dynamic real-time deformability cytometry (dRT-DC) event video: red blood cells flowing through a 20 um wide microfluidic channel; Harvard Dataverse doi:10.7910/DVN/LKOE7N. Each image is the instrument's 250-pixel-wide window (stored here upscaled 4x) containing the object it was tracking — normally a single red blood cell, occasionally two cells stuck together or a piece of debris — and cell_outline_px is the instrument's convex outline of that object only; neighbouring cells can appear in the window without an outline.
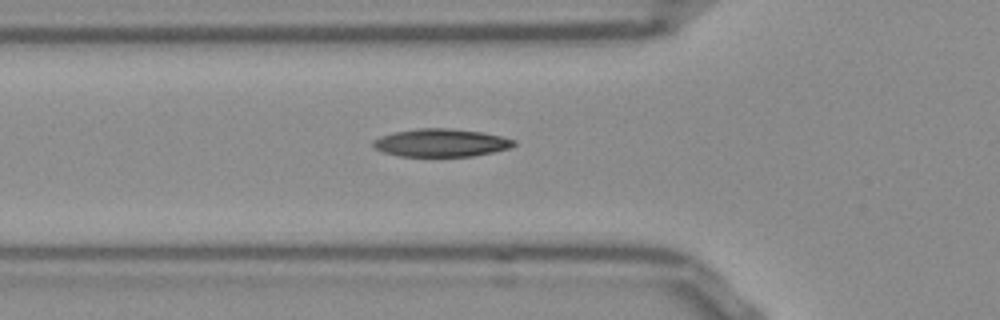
{"species": "Egyptian fruit bat (a non-hibernating species)", "species_latin": "Rousettus aegyptiacus", "temperature_condition": "room temperature", "stored_images_in_passage": 33, "camera_frame_rate_fps": 3000, "um_per_image_px": 0.085, "frame": {"image": 1, "passage_image": 2, "time_ms": 0.333, "image_size_px": [1000, 320], "cell_outline_px": [[516, 144], [508, 148], [492, 152], [472, 156], [400, 156], [384, 152], [376, 148], [372, 144], [372, 140], [380, 136], [396, 132], [420, 128], [448, 128], [480, 132], [500, 136], [516, 140]], "centroid_in_image_um": [37.48, 12.13], "position_along_channel_um": 88.3, "area_um2": 22.6}}
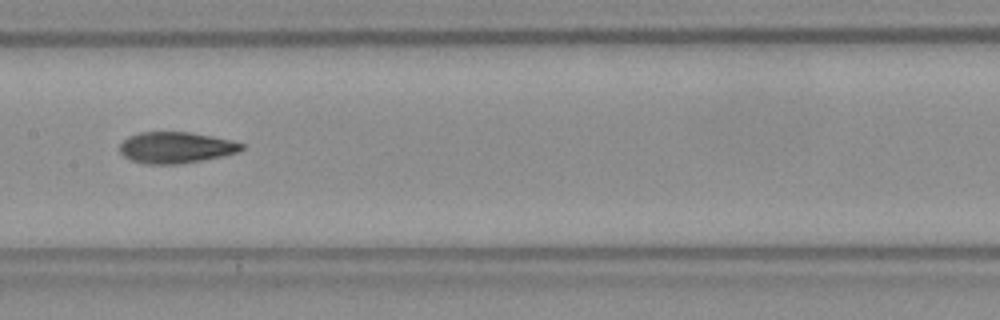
{"frame": {"image": 2, "passage_image": 10, "time_ms": 3.0, "image_size_px": [1000, 320], "cell_outline_px": [[244, 148], [236, 152], [220, 156], [200, 160], [176, 164], [144, 164], [132, 160], [124, 156], [120, 152], [120, 144], [128, 136], [140, 132], [188, 132], [212, 136], [244, 144]], "centroid_in_image_um": [14.9, 12.53], "position_along_channel_um": 192.5, "area_um2": 21.85}}
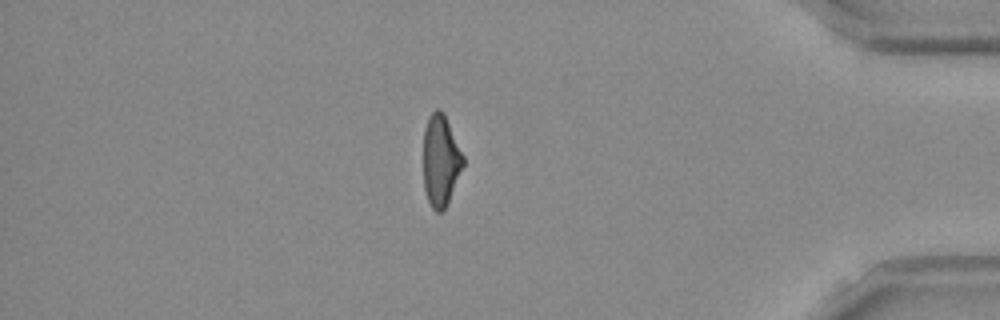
{"frame": {"image": 3, "passage_image": 29, "time_ms": 9.333, "image_size_px": [1000, 320], "cell_outline_px": [[464, 164], [444, 212], [436, 212], [432, 208], [428, 200], [424, 188], [424, 128], [428, 116], [436, 108], [440, 108], [444, 112], [464, 156]], "centroid_in_image_um": [37.46, 13.62], "position_along_channel_um": 397.7, "area_um2": 21.33}}